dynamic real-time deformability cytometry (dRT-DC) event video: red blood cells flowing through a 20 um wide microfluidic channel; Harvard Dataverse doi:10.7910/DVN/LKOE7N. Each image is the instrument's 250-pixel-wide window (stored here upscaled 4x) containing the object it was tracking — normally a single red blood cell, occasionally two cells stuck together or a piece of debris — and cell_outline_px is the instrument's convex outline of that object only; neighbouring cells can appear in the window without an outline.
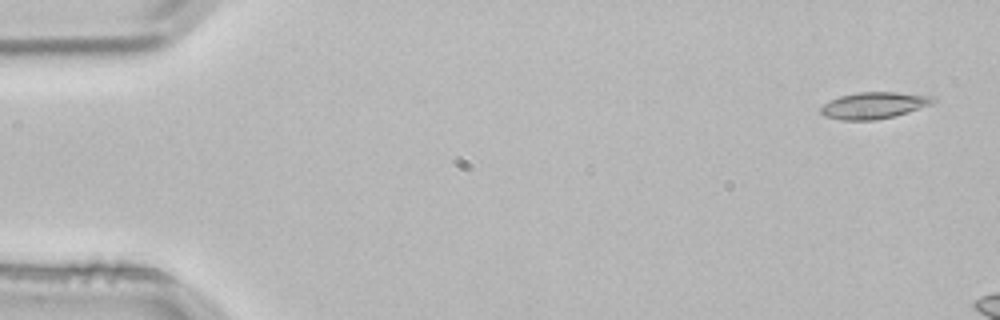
{"species": "common noctule bat (a hibernating species)", "species_latin": "Nyctalus noctula", "temperature_condition": "room temperature", "stored_images_in_passage": 3, "camera_frame_rate_fps": 3000, "um_per_image_px": 0.085, "animal": {"sex": "male", "body_mass_g": 21.5, "forearm_length_mm": 52.0}, "frame": {"image": 1, "passage_image": 1, "time_ms": 0.0, "image_size_px": [1000, 320], "cell_outline_px": [[936, 100], [932, 104], [896, 116], [876, 120], [840, 120], [824, 116], [820, 112], [820, 108], [824, 104], [840, 96], [856, 92], [896, 92], [936, 96]], "centroid_in_image_um": [74.31, 8.96], "position_along_channel_um": 10.7, "area_um2": 17.51}}